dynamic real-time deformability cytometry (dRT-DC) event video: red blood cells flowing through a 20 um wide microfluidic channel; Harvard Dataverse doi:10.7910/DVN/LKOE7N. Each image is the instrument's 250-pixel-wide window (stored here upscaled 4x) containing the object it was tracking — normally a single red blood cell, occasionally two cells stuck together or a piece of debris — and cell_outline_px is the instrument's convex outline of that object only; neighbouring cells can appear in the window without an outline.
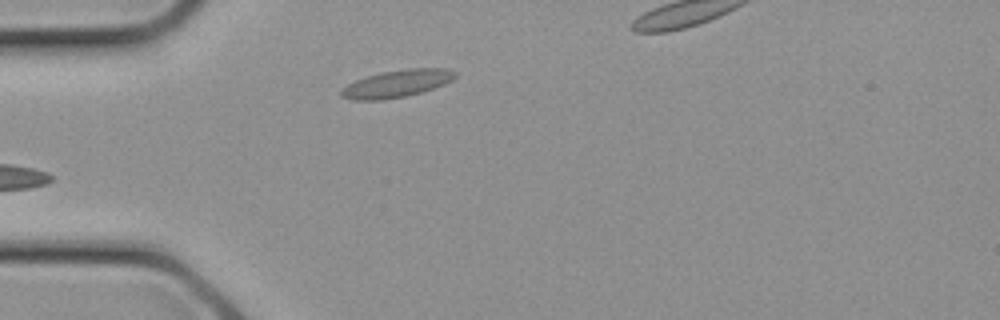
{"species": "common noctule bat (a hibernating species)", "species_latin": "Nyctalus noctula", "temperature_condition": "cold", "stored_images_in_passage": 12, "camera_frame_rate_fps": 3000, "um_per_image_px": 0.085, "animal": {"sex": "female", "body_mass_g": 21.9}, "frame": {"image": 1, "passage_image": 1, "time_ms": 0.0, "image_size_px": [1000, 320], "cell_outline_px": [[456, 76], [452, 80], [444, 84], [420, 92], [404, 96], [384, 100], [352, 100], [340, 96], [340, 92], [348, 84], [356, 80], [368, 76], [384, 72], [408, 68], [448, 68], [456, 72]], "centroid_in_image_um": [33.74, 7.11], "position_along_channel_um": 51.3, "area_um2": 17.92}}
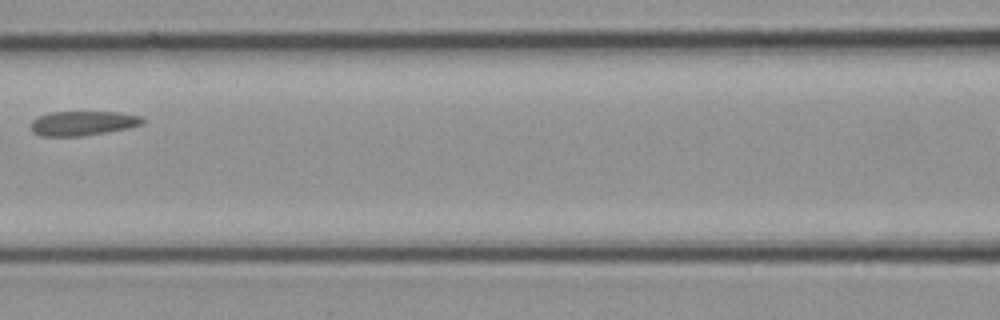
{"frame": {"image": 2, "passage_image": 6, "time_ms": 1.667, "image_size_px": [1000, 320], "cell_outline_px": [[144, 124], [128, 128], [80, 136], [40, 136], [32, 132], [32, 120], [40, 116], [52, 112], [116, 112], [140, 116], [144, 120]], "centroid_in_image_um": [7.04, 10.48], "position_along_channel_um": 159.6, "area_um2": 15.72}}
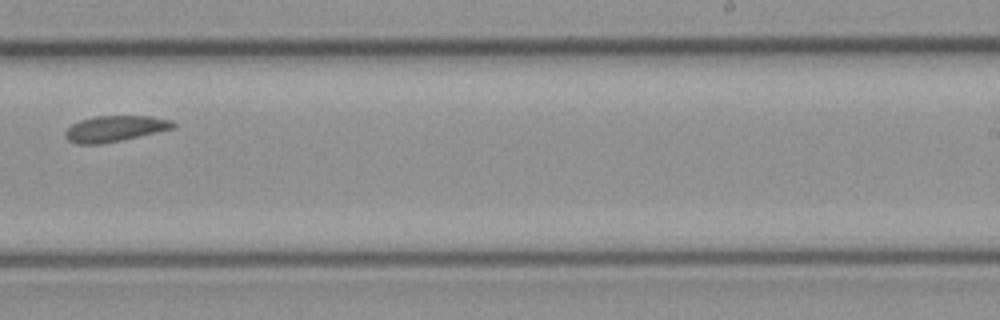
{"frame": {"image": 3, "passage_image": 11, "time_ms": 3.333, "image_size_px": [1000, 320], "cell_outline_px": [[176, 128], [124, 140], [100, 144], [76, 144], [68, 140], [64, 136], [64, 132], [72, 124], [80, 120], [92, 116], [152, 116], [172, 120], [176, 124]], "centroid_in_image_um": [9.79, 10.94], "position_along_channel_um": 279.2, "area_um2": 16.59}}